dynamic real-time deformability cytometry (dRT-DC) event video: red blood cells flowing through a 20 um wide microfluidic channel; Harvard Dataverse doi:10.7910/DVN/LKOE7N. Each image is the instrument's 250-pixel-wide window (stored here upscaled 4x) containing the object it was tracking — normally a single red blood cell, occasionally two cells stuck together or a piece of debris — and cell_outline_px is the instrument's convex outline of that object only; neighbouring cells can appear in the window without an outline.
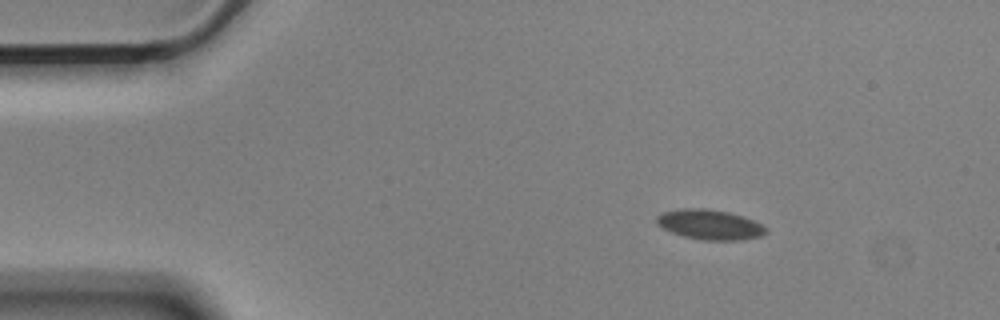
{"species": "Egyptian fruit bat (a non-hibernating species)", "species_latin": "Rousettus aegyptiacus", "temperature_condition": "cold", "stored_images_in_passage": 10, "camera_frame_rate_fps": 3000, "um_per_image_px": 0.085, "animal": {"sex": "male"}, "frame": {"image": 1, "passage_image": 1, "time_ms": 0.0, "image_size_px": [1000, 320], "cell_outline_px": [[768, 232], [760, 236], [740, 240], [704, 240], [684, 236], [672, 232], [656, 224], [656, 216], [664, 212], [684, 208], [704, 208], [728, 212], [752, 220], [768, 228]], "centroid_in_image_um": [60.33, 19.09], "position_along_channel_um": 24.7, "area_um2": 18.84}}